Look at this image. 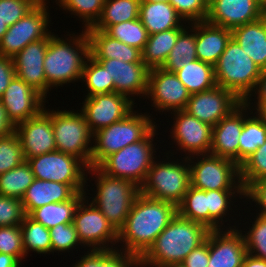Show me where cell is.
Instances as JSON below:
<instances>
[{"mask_svg":"<svg viewBox=\"0 0 266 267\" xmlns=\"http://www.w3.org/2000/svg\"><path fill=\"white\" fill-rule=\"evenodd\" d=\"M176 214L174 204L139 193L118 231V242H124L125 252L139 259Z\"/></svg>","mask_w":266,"mask_h":267,"instance_id":"6da1fadb","label":"cell"},{"mask_svg":"<svg viewBox=\"0 0 266 267\" xmlns=\"http://www.w3.org/2000/svg\"><path fill=\"white\" fill-rule=\"evenodd\" d=\"M210 231L206 226L176 214L139 258V263L141 267H165L183 263L193 249L206 241Z\"/></svg>","mask_w":266,"mask_h":267,"instance_id":"7a4b0ae2","label":"cell"},{"mask_svg":"<svg viewBox=\"0 0 266 267\" xmlns=\"http://www.w3.org/2000/svg\"><path fill=\"white\" fill-rule=\"evenodd\" d=\"M70 36L72 39H61L58 35L49 34V43L44 59V73L47 92L51 87L82 79L83 67L89 54V39L86 31L81 35ZM69 42V43H68ZM75 46V47H74ZM80 53V54H79Z\"/></svg>","mask_w":266,"mask_h":267,"instance_id":"3957f363","label":"cell"},{"mask_svg":"<svg viewBox=\"0 0 266 267\" xmlns=\"http://www.w3.org/2000/svg\"><path fill=\"white\" fill-rule=\"evenodd\" d=\"M262 69L231 38L214 65L216 85L233 92L249 107ZM252 93V94H251Z\"/></svg>","mask_w":266,"mask_h":267,"instance_id":"277c9868","label":"cell"},{"mask_svg":"<svg viewBox=\"0 0 266 267\" xmlns=\"http://www.w3.org/2000/svg\"><path fill=\"white\" fill-rule=\"evenodd\" d=\"M95 173L96 195L92 203L101 211L106 219L119 231L126 222L127 216L140 188L128 179L112 177L103 173L98 167H90Z\"/></svg>","mask_w":266,"mask_h":267,"instance_id":"5b68a950","label":"cell"},{"mask_svg":"<svg viewBox=\"0 0 266 267\" xmlns=\"http://www.w3.org/2000/svg\"><path fill=\"white\" fill-rule=\"evenodd\" d=\"M131 112L128 116L93 134L95 142L91 154V167H97L106 157L127 145L142 140L156 125L151 116Z\"/></svg>","mask_w":266,"mask_h":267,"instance_id":"8992f818","label":"cell"},{"mask_svg":"<svg viewBox=\"0 0 266 267\" xmlns=\"http://www.w3.org/2000/svg\"><path fill=\"white\" fill-rule=\"evenodd\" d=\"M156 129L157 124L142 140L109 155L97 167L109 176L128 179L140 188L155 159L152 141Z\"/></svg>","mask_w":266,"mask_h":267,"instance_id":"52a82bcc","label":"cell"},{"mask_svg":"<svg viewBox=\"0 0 266 267\" xmlns=\"http://www.w3.org/2000/svg\"><path fill=\"white\" fill-rule=\"evenodd\" d=\"M184 161L185 164L182 163V165L178 163V160L175 163L173 161L156 163L154 160L144 183L140 186V193L170 202L177 207L191 185L189 166L191 163L187 157Z\"/></svg>","mask_w":266,"mask_h":267,"instance_id":"ba28073f","label":"cell"},{"mask_svg":"<svg viewBox=\"0 0 266 267\" xmlns=\"http://www.w3.org/2000/svg\"><path fill=\"white\" fill-rule=\"evenodd\" d=\"M52 118L55 145L58 151L73 155L91 167L93 133L90 131L83 113L74 111H47Z\"/></svg>","mask_w":266,"mask_h":267,"instance_id":"9c48e42d","label":"cell"},{"mask_svg":"<svg viewBox=\"0 0 266 267\" xmlns=\"http://www.w3.org/2000/svg\"><path fill=\"white\" fill-rule=\"evenodd\" d=\"M26 160L36 179L65 183L76 192H86L85 171L89 167L77 157L55 150Z\"/></svg>","mask_w":266,"mask_h":267,"instance_id":"30bf717a","label":"cell"},{"mask_svg":"<svg viewBox=\"0 0 266 267\" xmlns=\"http://www.w3.org/2000/svg\"><path fill=\"white\" fill-rule=\"evenodd\" d=\"M197 156H202L197 162L187 157L194 163L189 165L191 186L205 191L244 189L240 180V167L233 160L210 153Z\"/></svg>","mask_w":266,"mask_h":267,"instance_id":"8fae6325","label":"cell"},{"mask_svg":"<svg viewBox=\"0 0 266 267\" xmlns=\"http://www.w3.org/2000/svg\"><path fill=\"white\" fill-rule=\"evenodd\" d=\"M41 0L29 13L8 27L0 40V55L14 58L29 43L44 39L51 32L47 26L50 23L48 6Z\"/></svg>","mask_w":266,"mask_h":267,"instance_id":"7c38bea8","label":"cell"},{"mask_svg":"<svg viewBox=\"0 0 266 267\" xmlns=\"http://www.w3.org/2000/svg\"><path fill=\"white\" fill-rule=\"evenodd\" d=\"M86 197L80 201L73 219L79 240L92 250H113L108 243L118 242V231L92 202L86 205Z\"/></svg>","mask_w":266,"mask_h":267,"instance_id":"4fadbf2b","label":"cell"},{"mask_svg":"<svg viewBox=\"0 0 266 267\" xmlns=\"http://www.w3.org/2000/svg\"><path fill=\"white\" fill-rule=\"evenodd\" d=\"M133 103L131 98L116 92L95 94L85 98L80 112L94 134L128 116L133 111Z\"/></svg>","mask_w":266,"mask_h":267,"instance_id":"5bb4252c","label":"cell"},{"mask_svg":"<svg viewBox=\"0 0 266 267\" xmlns=\"http://www.w3.org/2000/svg\"><path fill=\"white\" fill-rule=\"evenodd\" d=\"M190 96L191 94L175 73L162 68L149 70L147 97H151L152 107H156V110L162 112L184 110Z\"/></svg>","mask_w":266,"mask_h":267,"instance_id":"9a60e30c","label":"cell"},{"mask_svg":"<svg viewBox=\"0 0 266 267\" xmlns=\"http://www.w3.org/2000/svg\"><path fill=\"white\" fill-rule=\"evenodd\" d=\"M241 103L242 101L233 92L216 85L211 89L192 94L184 111L213 127Z\"/></svg>","mask_w":266,"mask_h":267,"instance_id":"2e32d148","label":"cell"},{"mask_svg":"<svg viewBox=\"0 0 266 267\" xmlns=\"http://www.w3.org/2000/svg\"><path fill=\"white\" fill-rule=\"evenodd\" d=\"M175 120L172 127V139L186 157L195 159L192 155L209 154L212 144V126L189 115L186 111L180 110L174 113Z\"/></svg>","mask_w":266,"mask_h":267,"instance_id":"e0dca14e","label":"cell"},{"mask_svg":"<svg viewBox=\"0 0 266 267\" xmlns=\"http://www.w3.org/2000/svg\"><path fill=\"white\" fill-rule=\"evenodd\" d=\"M15 133L25 160L57 150L52 118L44 109L37 116L18 123Z\"/></svg>","mask_w":266,"mask_h":267,"instance_id":"ac0fdd59","label":"cell"},{"mask_svg":"<svg viewBox=\"0 0 266 267\" xmlns=\"http://www.w3.org/2000/svg\"><path fill=\"white\" fill-rule=\"evenodd\" d=\"M0 100L15 126L37 116L45 107V98L16 75Z\"/></svg>","mask_w":266,"mask_h":267,"instance_id":"d6986e66","label":"cell"},{"mask_svg":"<svg viewBox=\"0 0 266 267\" xmlns=\"http://www.w3.org/2000/svg\"><path fill=\"white\" fill-rule=\"evenodd\" d=\"M249 106L242 102L229 115L212 127L210 154L233 160L238 165V146ZM245 110V111H244ZM243 112V113H242Z\"/></svg>","mask_w":266,"mask_h":267,"instance_id":"ffe728a7","label":"cell"},{"mask_svg":"<svg viewBox=\"0 0 266 267\" xmlns=\"http://www.w3.org/2000/svg\"><path fill=\"white\" fill-rule=\"evenodd\" d=\"M258 0H208V23L227 29L262 18Z\"/></svg>","mask_w":266,"mask_h":267,"instance_id":"44dd1931","label":"cell"},{"mask_svg":"<svg viewBox=\"0 0 266 267\" xmlns=\"http://www.w3.org/2000/svg\"><path fill=\"white\" fill-rule=\"evenodd\" d=\"M49 43V35L39 41L29 43L14 58L16 76L27 85L47 96V82L44 73V59Z\"/></svg>","mask_w":266,"mask_h":267,"instance_id":"7402d4cb","label":"cell"},{"mask_svg":"<svg viewBox=\"0 0 266 267\" xmlns=\"http://www.w3.org/2000/svg\"><path fill=\"white\" fill-rule=\"evenodd\" d=\"M232 227L209 232L208 267H242L247 254L242 231Z\"/></svg>","mask_w":266,"mask_h":267,"instance_id":"603a6c76","label":"cell"},{"mask_svg":"<svg viewBox=\"0 0 266 267\" xmlns=\"http://www.w3.org/2000/svg\"><path fill=\"white\" fill-rule=\"evenodd\" d=\"M114 80V92L127 97L147 96L149 68L144 63H127L117 59H96Z\"/></svg>","mask_w":266,"mask_h":267,"instance_id":"cb8c5ba5","label":"cell"},{"mask_svg":"<svg viewBox=\"0 0 266 267\" xmlns=\"http://www.w3.org/2000/svg\"><path fill=\"white\" fill-rule=\"evenodd\" d=\"M89 39V54L94 59H117L127 63H143L142 52L112 38L105 31L85 29Z\"/></svg>","mask_w":266,"mask_h":267,"instance_id":"d4e9b609","label":"cell"},{"mask_svg":"<svg viewBox=\"0 0 266 267\" xmlns=\"http://www.w3.org/2000/svg\"><path fill=\"white\" fill-rule=\"evenodd\" d=\"M197 59L215 65L232 38L231 29L212 25L207 21L195 22Z\"/></svg>","mask_w":266,"mask_h":267,"instance_id":"484cf974","label":"cell"},{"mask_svg":"<svg viewBox=\"0 0 266 267\" xmlns=\"http://www.w3.org/2000/svg\"><path fill=\"white\" fill-rule=\"evenodd\" d=\"M232 39L262 70H266V17L231 30Z\"/></svg>","mask_w":266,"mask_h":267,"instance_id":"4316f807","label":"cell"},{"mask_svg":"<svg viewBox=\"0 0 266 267\" xmlns=\"http://www.w3.org/2000/svg\"><path fill=\"white\" fill-rule=\"evenodd\" d=\"M77 192L68 184L34 179L21 199L26 215L49 203L65 202Z\"/></svg>","mask_w":266,"mask_h":267,"instance_id":"83f0119b","label":"cell"},{"mask_svg":"<svg viewBox=\"0 0 266 267\" xmlns=\"http://www.w3.org/2000/svg\"><path fill=\"white\" fill-rule=\"evenodd\" d=\"M139 19L149 35L170 29H185L183 18L169 2L141 1Z\"/></svg>","mask_w":266,"mask_h":267,"instance_id":"f1b7e54d","label":"cell"},{"mask_svg":"<svg viewBox=\"0 0 266 267\" xmlns=\"http://www.w3.org/2000/svg\"><path fill=\"white\" fill-rule=\"evenodd\" d=\"M86 192H77L70 200L65 202L49 203L34 209L29 216L41 223L47 229L58 224L73 222L75 211Z\"/></svg>","mask_w":266,"mask_h":267,"instance_id":"f546056e","label":"cell"},{"mask_svg":"<svg viewBox=\"0 0 266 267\" xmlns=\"http://www.w3.org/2000/svg\"><path fill=\"white\" fill-rule=\"evenodd\" d=\"M184 29H170L149 35L142 52V61L149 68H161Z\"/></svg>","mask_w":266,"mask_h":267,"instance_id":"4dcf8cb0","label":"cell"},{"mask_svg":"<svg viewBox=\"0 0 266 267\" xmlns=\"http://www.w3.org/2000/svg\"><path fill=\"white\" fill-rule=\"evenodd\" d=\"M141 0H105L102 13L91 27L106 31L111 25L139 18Z\"/></svg>","mask_w":266,"mask_h":267,"instance_id":"1f68e13d","label":"cell"},{"mask_svg":"<svg viewBox=\"0 0 266 267\" xmlns=\"http://www.w3.org/2000/svg\"><path fill=\"white\" fill-rule=\"evenodd\" d=\"M175 74L191 95L216 86L214 66L199 59L186 64Z\"/></svg>","mask_w":266,"mask_h":267,"instance_id":"d6a6232c","label":"cell"},{"mask_svg":"<svg viewBox=\"0 0 266 267\" xmlns=\"http://www.w3.org/2000/svg\"><path fill=\"white\" fill-rule=\"evenodd\" d=\"M92 250L84 254L73 267H141L139 259L126 253L123 248L116 250ZM122 251V252H121Z\"/></svg>","mask_w":266,"mask_h":267,"instance_id":"836d02e7","label":"cell"},{"mask_svg":"<svg viewBox=\"0 0 266 267\" xmlns=\"http://www.w3.org/2000/svg\"><path fill=\"white\" fill-rule=\"evenodd\" d=\"M191 25V34L186 31V28L179 34L175 46L161 67L163 70L175 73L186 64L197 59L195 22H192Z\"/></svg>","mask_w":266,"mask_h":267,"instance_id":"e575fe53","label":"cell"},{"mask_svg":"<svg viewBox=\"0 0 266 267\" xmlns=\"http://www.w3.org/2000/svg\"><path fill=\"white\" fill-rule=\"evenodd\" d=\"M266 141V122L257 115L244 120L239 137L238 166H240L258 147Z\"/></svg>","mask_w":266,"mask_h":267,"instance_id":"d590c367","label":"cell"},{"mask_svg":"<svg viewBox=\"0 0 266 267\" xmlns=\"http://www.w3.org/2000/svg\"><path fill=\"white\" fill-rule=\"evenodd\" d=\"M177 214L209 229L208 191L190 185L182 202L177 206Z\"/></svg>","mask_w":266,"mask_h":267,"instance_id":"8d00e7d4","label":"cell"},{"mask_svg":"<svg viewBox=\"0 0 266 267\" xmlns=\"http://www.w3.org/2000/svg\"><path fill=\"white\" fill-rule=\"evenodd\" d=\"M35 176L27 160L17 167L0 174V195L22 199Z\"/></svg>","mask_w":266,"mask_h":267,"instance_id":"74e56055","label":"cell"},{"mask_svg":"<svg viewBox=\"0 0 266 267\" xmlns=\"http://www.w3.org/2000/svg\"><path fill=\"white\" fill-rule=\"evenodd\" d=\"M22 233V244L25 256L28 251H35L38 254H49L51 252L50 231L41 223L26 215L20 224Z\"/></svg>","mask_w":266,"mask_h":267,"instance_id":"f35d334b","label":"cell"},{"mask_svg":"<svg viewBox=\"0 0 266 267\" xmlns=\"http://www.w3.org/2000/svg\"><path fill=\"white\" fill-rule=\"evenodd\" d=\"M82 80L88 88L86 97L114 92V80L110 79L107 70L90 55L83 67Z\"/></svg>","mask_w":266,"mask_h":267,"instance_id":"ab89813d","label":"cell"},{"mask_svg":"<svg viewBox=\"0 0 266 267\" xmlns=\"http://www.w3.org/2000/svg\"><path fill=\"white\" fill-rule=\"evenodd\" d=\"M105 32L112 38L141 51L149 38L148 31L139 18L111 25Z\"/></svg>","mask_w":266,"mask_h":267,"instance_id":"60d3db41","label":"cell"},{"mask_svg":"<svg viewBox=\"0 0 266 267\" xmlns=\"http://www.w3.org/2000/svg\"><path fill=\"white\" fill-rule=\"evenodd\" d=\"M236 193L244 196V189L208 191L209 230H219L222 227L220 224L223 223V217L229 214L227 211Z\"/></svg>","mask_w":266,"mask_h":267,"instance_id":"b9f144b4","label":"cell"},{"mask_svg":"<svg viewBox=\"0 0 266 267\" xmlns=\"http://www.w3.org/2000/svg\"><path fill=\"white\" fill-rule=\"evenodd\" d=\"M57 1V0H56ZM105 0H58L63 10H68L85 22V29L92 27L100 18Z\"/></svg>","mask_w":266,"mask_h":267,"instance_id":"7bdbcfd3","label":"cell"},{"mask_svg":"<svg viewBox=\"0 0 266 267\" xmlns=\"http://www.w3.org/2000/svg\"><path fill=\"white\" fill-rule=\"evenodd\" d=\"M239 167L240 180L244 190L252 182L266 178V141Z\"/></svg>","mask_w":266,"mask_h":267,"instance_id":"ee69618b","label":"cell"},{"mask_svg":"<svg viewBox=\"0 0 266 267\" xmlns=\"http://www.w3.org/2000/svg\"><path fill=\"white\" fill-rule=\"evenodd\" d=\"M24 160L22 146L15 132L0 137V174L12 170Z\"/></svg>","mask_w":266,"mask_h":267,"instance_id":"f6af8a7d","label":"cell"},{"mask_svg":"<svg viewBox=\"0 0 266 267\" xmlns=\"http://www.w3.org/2000/svg\"><path fill=\"white\" fill-rule=\"evenodd\" d=\"M243 237L247 253L266 260V216L258 214L254 224Z\"/></svg>","mask_w":266,"mask_h":267,"instance_id":"bcb514c9","label":"cell"},{"mask_svg":"<svg viewBox=\"0 0 266 267\" xmlns=\"http://www.w3.org/2000/svg\"><path fill=\"white\" fill-rule=\"evenodd\" d=\"M51 237V253L52 252H63L74 248L80 244L81 241L78 238L74 223L70 224H58L55 227L49 229Z\"/></svg>","mask_w":266,"mask_h":267,"instance_id":"7dc6e473","label":"cell"},{"mask_svg":"<svg viewBox=\"0 0 266 267\" xmlns=\"http://www.w3.org/2000/svg\"><path fill=\"white\" fill-rule=\"evenodd\" d=\"M41 0H0V20L10 27L29 13Z\"/></svg>","mask_w":266,"mask_h":267,"instance_id":"c3c4849f","label":"cell"},{"mask_svg":"<svg viewBox=\"0 0 266 267\" xmlns=\"http://www.w3.org/2000/svg\"><path fill=\"white\" fill-rule=\"evenodd\" d=\"M0 253L15 256L20 262L25 257L20 225L0 226Z\"/></svg>","mask_w":266,"mask_h":267,"instance_id":"681fc988","label":"cell"},{"mask_svg":"<svg viewBox=\"0 0 266 267\" xmlns=\"http://www.w3.org/2000/svg\"><path fill=\"white\" fill-rule=\"evenodd\" d=\"M177 13L188 24L205 21L208 13V0H168Z\"/></svg>","mask_w":266,"mask_h":267,"instance_id":"f907efd6","label":"cell"},{"mask_svg":"<svg viewBox=\"0 0 266 267\" xmlns=\"http://www.w3.org/2000/svg\"><path fill=\"white\" fill-rule=\"evenodd\" d=\"M25 217L20 199L0 195V226L20 225Z\"/></svg>","mask_w":266,"mask_h":267,"instance_id":"816d5d0a","label":"cell"},{"mask_svg":"<svg viewBox=\"0 0 266 267\" xmlns=\"http://www.w3.org/2000/svg\"><path fill=\"white\" fill-rule=\"evenodd\" d=\"M244 197L252 199L261 209L260 215L266 216V178L252 182L245 190Z\"/></svg>","mask_w":266,"mask_h":267,"instance_id":"f5cc1de1","label":"cell"},{"mask_svg":"<svg viewBox=\"0 0 266 267\" xmlns=\"http://www.w3.org/2000/svg\"><path fill=\"white\" fill-rule=\"evenodd\" d=\"M209 263V234L204 243L193 249L184 259L185 267H208Z\"/></svg>","mask_w":266,"mask_h":267,"instance_id":"db71d44e","label":"cell"},{"mask_svg":"<svg viewBox=\"0 0 266 267\" xmlns=\"http://www.w3.org/2000/svg\"><path fill=\"white\" fill-rule=\"evenodd\" d=\"M15 75L13 58L0 55V97Z\"/></svg>","mask_w":266,"mask_h":267,"instance_id":"11a10c76","label":"cell"},{"mask_svg":"<svg viewBox=\"0 0 266 267\" xmlns=\"http://www.w3.org/2000/svg\"><path fill=\"white\" fill-rule=\"evenodd\" d=\"M15 125L8 118L6 109L0 100V137H4L15 132Z\"/></svg>","mask_w":266,"mask_h":267,"instance_id":"9f6ffc18","label":"cell"},{"mask_svg":"<svg viewBox=\"0 0 266 267\" xmlns=\"http://www.w3.org/2000/svg\"><path fill=\"white\" fill-rule=\"evenodd\" d=\"M242 267H266V260L254 257L247 253L243 259Z\"/></svg>","mask_w":266,"mask_h":267,"instance_id":"6f0895ef","label":"cell"},{"mask_svg":"<svg viewBox=\"0 0 266 267\" xmlns=\"http://www.w3.org/2000/svg\"><path fill=\"white\" fill-rule=\"evenodd\" d=\"M255 88L254 91L258 94L257 98L266 97V70H262Z\"/></svg>","mask_w":266,"mask_h":267,"instance_id":"680465c9","label":"cell"},{"mask_svg":"<svg viewBox=\"0 0 266 267\" xmlns=\"http://www.w3.org/2000/svg\"><path fill=\"white\" fill-rule=\"evenodd\" d=\"M20 264L15 256L0 253V267H20Z\"/></svg>","mask_w":266,"mask_h":267,"instance_id":"91938a15","label":"cell"},{"mask_svg":"<svg viewBox=\"0 0 266 267\" xmlns=\"http://www.w3.org/2000/svg\"><path fill=\"white\" fill-rule=\"evenodd\" d=\"M256 115L266 122V97L265 98H257L256 104Z\"/></svg>","mask_w":266,"mask_h":267,"instance_id":"94428289","label":"cell"},{"mask_svg":"<svg viewBox=\"0 0 266 267\" xmlns=\"http://www.w3.org/2000/svg\"><path fill=\"white\" fill-rule=\"evenodd\" d=\"M260 12L263 17H266V0H258Z\"/></svg>","mask_w":266,"mask_h":267,"instance_id":"6125c7cd","label":"cell"},{"mask_svg":"<svg viewBox=\"0 0 266 267\" xmlns=\"http://www.w3.org/2000/svg\"><path fill=\"white\" fill-rule=\"evenodd\" d=\"M8 27L4 25V23L0 20V40L4 36V34L7 32Z\"/></svg>","mask_w":266,"mask_h":267,"instance_id":"be15d7a7","label":"cell"},{"mask_svg":"<svg viewBox=\"0 0 266 267\" xmlns=\"http://www.w3.org/2000/svg\"><path fill=\"white\" fill-rule=\"evenodd\" d=\"M165 267H185L183 263H179V264H172L169 266H165Z\"/></svg>","mask_w":266,"mask_h":267,"instance_id":"e7e4bbea","label":"cell"},{"mask_svg":"<svg viewBox=\"0 0 266 267\" xmlns=\"http://www.w3.org/2000/svg\"><path fill=\"white\" fill-rule=\"evenodd\" d=\"M141 1H148V2H168V0H141Z\"/></svg>","mask_w":266,"mask_h":267,"instance_id":"03108f58","label":"cell"}]
</instances>
